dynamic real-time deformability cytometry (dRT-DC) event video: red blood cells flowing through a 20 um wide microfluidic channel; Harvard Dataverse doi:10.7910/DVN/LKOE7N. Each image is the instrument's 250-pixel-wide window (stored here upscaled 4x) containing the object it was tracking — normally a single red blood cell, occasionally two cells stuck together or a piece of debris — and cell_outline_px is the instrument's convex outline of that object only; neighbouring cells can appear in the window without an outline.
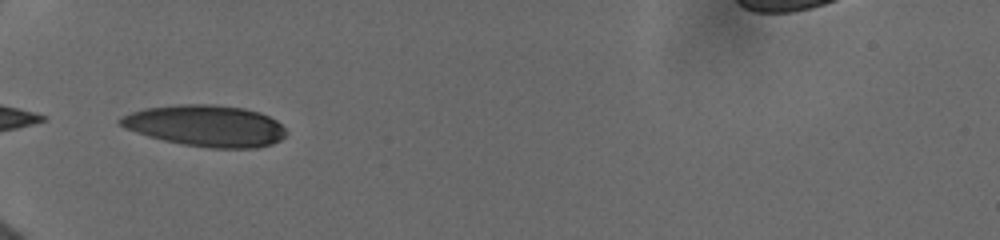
{"species": "human", "species_latin": "Homo sapiens", "temperature_condition": "cold", "stored_images_in_passage": 11, "camera_frame_rate_fps": 3000, "um_per_image_px": 0.085, "donor": {"sex": "female"}, "frame": {"image": 1, "passage_image": 1, "time_ms": 0.0, "image_size_px": [1000, 240], "cell_outline_px": [[288, 132], [280, 140], [272, 144], [256, 148], [212, 148], [184, 144], [164, 140], [148, 136], [124, 128], [116, 120], [120, 116], [144, 108], [180, 104], [212, 104], [244, 108], [260, 112], [276, 120]], "centroid_in_image_um": [17.48, 10.68], "position_along_channel_um": 67.5, "area_um2": 40.06}}
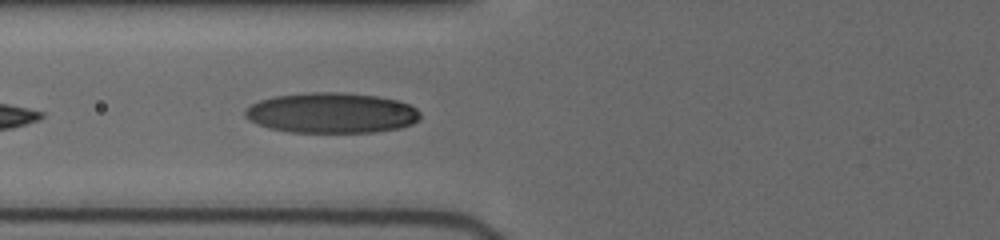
{"frame": {"image": 2, "passage_image": 4, "time_ms": 1.0, "image_size_px": [1000, 240], "cell_outline_px": [[420, 120], [412, 124], [400, 128], [372, 132], [288, 132], [268, 128], [256, 124], [248, 120], [244, 116], [244, 108], [260, 100], [276, 96], [312, 92], [336, 92], [376, 96], [396, 100], [408, 104], [416, 108], [420, 112]], "centroid_in_image_um": [28.15, 9.61], "position_along_channel_um": 97.6, "area_um2": 41.33}}
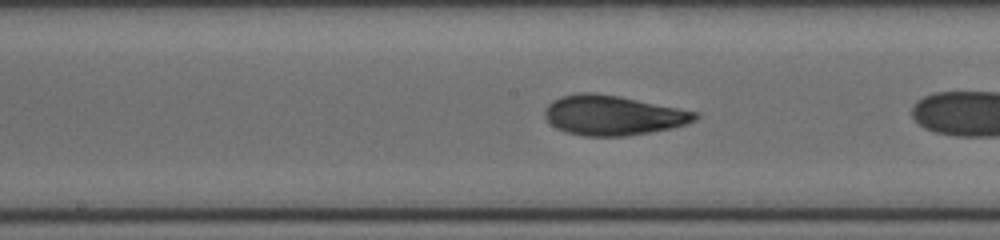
{"frame": {"image": 3, "passage_image": 10, "time_ms": 2.667, "image_size_px": [1000, 240], "cell_outline_px": [[700, 116], [696, 120], [688, 124], [672, 128], [624, 136], [584, 136], [564, 132], [556, 128], [544, 116], [544, 108], [552, 100], [560, 96], [580, 92], [592, 92], [620, 96], [700, 112]], "centroid_in_image_um": [52.11, 9.79], "position_along_channel_um": 196.1, "area_um2": 35.2}}